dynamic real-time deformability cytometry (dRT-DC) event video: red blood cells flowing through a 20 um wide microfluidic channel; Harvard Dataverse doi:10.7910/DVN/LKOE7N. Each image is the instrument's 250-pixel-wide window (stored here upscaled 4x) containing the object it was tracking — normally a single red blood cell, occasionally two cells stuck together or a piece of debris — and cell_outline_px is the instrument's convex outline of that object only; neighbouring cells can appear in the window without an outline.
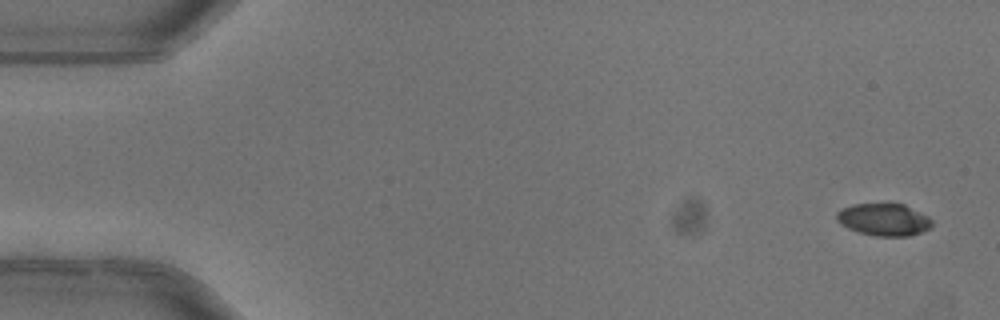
{"species": "common noctule bat (a hibernating species)", "species_latin": "Nyctalus noctula", "temperature_condition": "warm", "stored_images_in_passage": 6, "camera_frame_rate_fps": 3000, "um_per_image_px": 0.085, "animal": {"sex": "female"}, "frame": {"image": 1, "passage_image": 1, "time_ms": 0.0, "image_size_px": [1000, 320], "cell_outline_px": [[932, 224], [928, 228], [920, 232], [908, 236], [876, 236], [860, 232], [848, 228], [840, 224], [836, 220], [836, 212], [852, 204], [904, 204], [928, 216], [932, 220]], "centroid_in_image_um": [75.11, 18.66], "position_along_channel_um": 9.9, "area_um2": 17.74}}
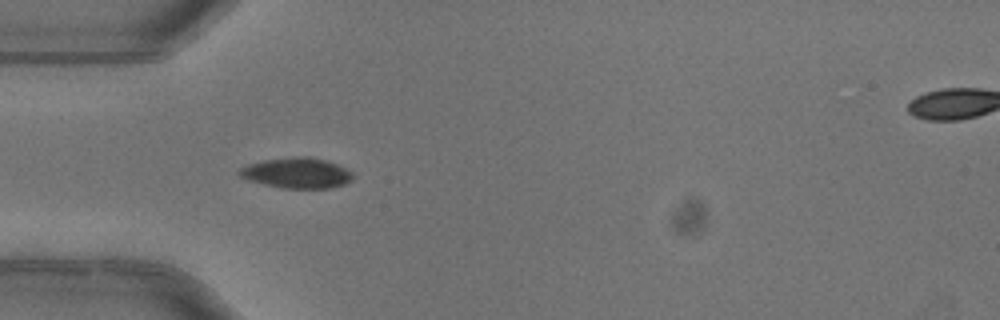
{"frame": {"image": 2, "passage_image": 5, "time_ms": 1.333, "image_size_px": [1000, 320], "cell_outline_px": [[352, 180], [344, 184], [332, 188], [280, 188], [248, 180], [240, 176], [236, 172], [240, 168], [248, 164], [264, 160], [296, 156], [308, 156], [324, 160], [336, 164], [352, 172]], "centroid_in_image_um": [25.2, 14.7], "position_along_channel_um": 59.8, "area_um2": 20.11}}